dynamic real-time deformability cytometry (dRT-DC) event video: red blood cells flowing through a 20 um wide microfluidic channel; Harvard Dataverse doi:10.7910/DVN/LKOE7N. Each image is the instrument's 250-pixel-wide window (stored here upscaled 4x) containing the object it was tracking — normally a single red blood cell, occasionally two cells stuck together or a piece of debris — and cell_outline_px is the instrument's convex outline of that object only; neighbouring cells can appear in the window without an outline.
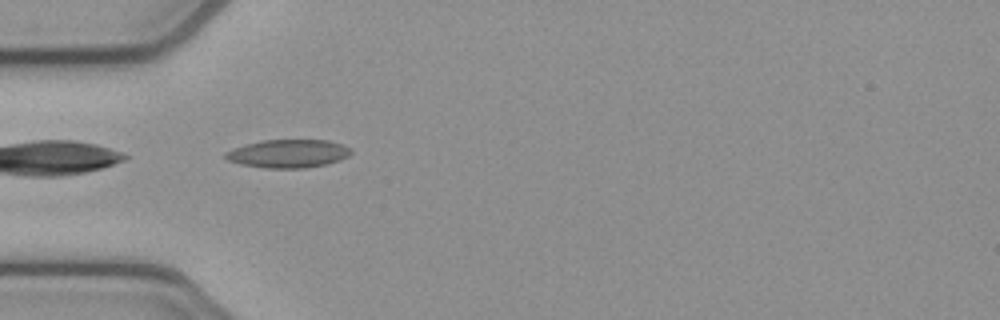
{"species": "common noctule bat (a hibernating species)", "species_latin": "Nyctalus noctula", "temperature_condition": "cold", "stored_images_in_passage": 37, "camera_frame_rate_fps": 3000, "um_per_image_px": 0.085, "animal": {"sex": "female", "body_mass_g": 21.9}, "frame": {"image": 1, "passage_image": 1, "time_ms": 0.0, "image_size_px": [1000, 320], "cell_outline_px": [[352, 152], [348, 156], [340, 160], [328, 164], [304, 168], [264, 168], [240, 164], [228, 160], [224, 156], [224, 152], [232, 148], [264, 140], [328, 140], [352, 148]], "centroid_in_image_um": [24.5, 13.06], "position_along_channel_um": 60.5, "area_um2": 20.69}}
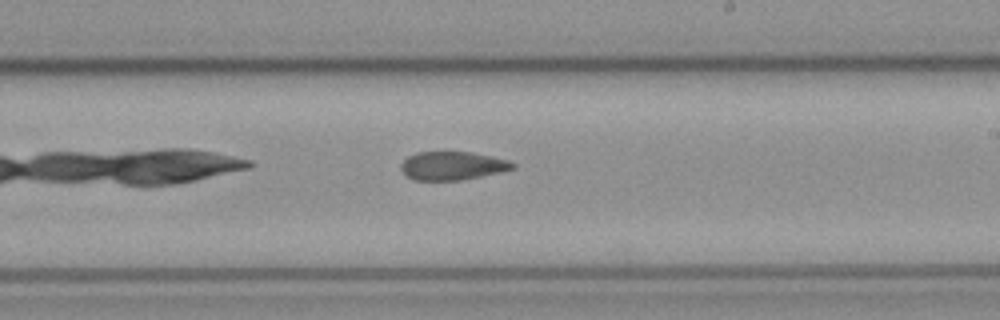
{"frame": {"image": 2, "passage_image": 16, "time_ms": 5.0, "image_size_px": [1000, 320], "cell_outline_px": [[516, 168], [500, 172], [460, 180], [412, 180], [404, 176], [400, 168], [400, 164], [408, 156], [416, 152], [472, 152], [492, 156], [508, 160], [516, 164]], "centroid_in_image_um": [38.43, 14.09], "position_along_channel_um": 250.6, "area_um2": 18.67}}
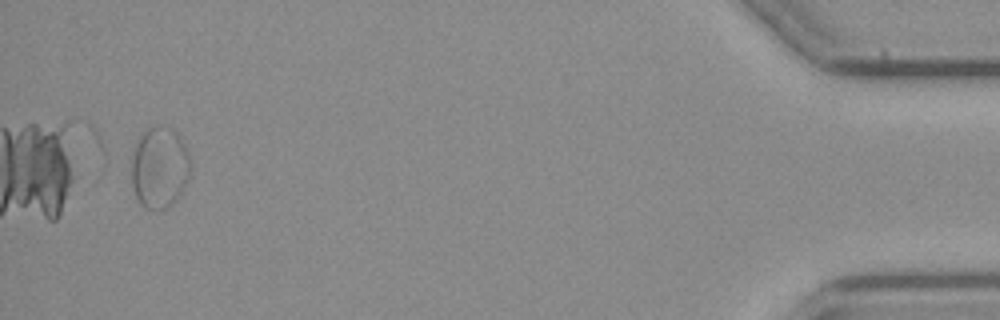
{"frame": {"image": 3, "passage_image": 36, "time_ms": 11.667, "image_size_px": [1000, 320], "cell_outline_px": [[188, 180], [172, 204], [164, 208], [144, 208], [136, 200], [132, 188], [132, 156], [136, 140], [144, 128], [160, 124], [168, 124], [180, 136], [188, 152]], "centroid_in_image_um": [13.51, 14.17], "position_along_channel_um": 421.7, "area_um2": 28.21}, "authors_computed_cell_mechanics": {"area_um2": 19.8254, "velocity_mm_per_s": 3.8347, "shape_relaxation_time_tau1_ms": null, "shape_relaxation_time_tau2_ms": 4.3482, "deformation_change_tau1": null, "deformation_change_tau2": 0.0934}}